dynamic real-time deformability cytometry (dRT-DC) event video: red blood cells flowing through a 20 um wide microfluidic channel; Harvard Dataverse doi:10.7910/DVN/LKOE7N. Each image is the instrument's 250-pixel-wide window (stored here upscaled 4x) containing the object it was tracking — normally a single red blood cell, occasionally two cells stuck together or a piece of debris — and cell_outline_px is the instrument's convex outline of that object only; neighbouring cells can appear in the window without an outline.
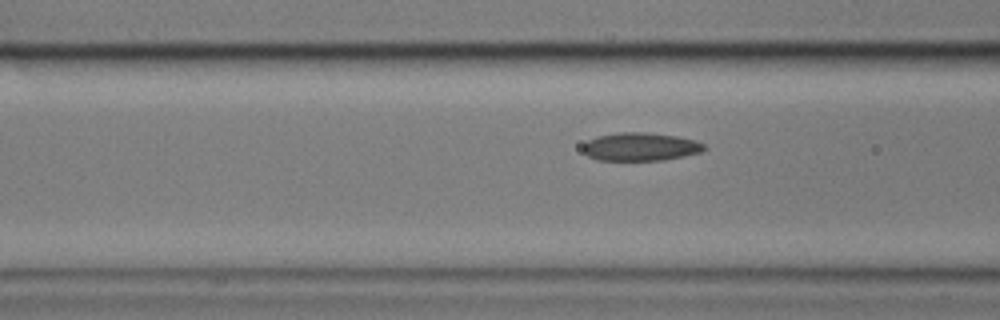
{"species": "common noctule bat (a hibernating species)", "species_latin": "Nyctalus noctula", "temperature_condition": "cold", "stored_images_in_passage": 17, "camera_frame_rate_fps": 3000, "um_per_image_px": 0.085, "animal": {"sex": "male", "body_mass_g": 17.9}, "frame": {"image": 1, "passage_image": 15, "time_ms": 4.667, "image_size_px": [1000, 320], "cell_outline_px": [[708, 148], [700, 152], [684, 156], [664, 160], [596, 160], [588, 156], [584, 152], [584, 144], [588, 140], [596, 136], [620, 132], [644, 132], [676, 136], [696, 140], [704, 144]], "centroid_in_image_um": [54.45, 12.47], "position_along_channel_um": 112.1, "area_um2": 19.94}}